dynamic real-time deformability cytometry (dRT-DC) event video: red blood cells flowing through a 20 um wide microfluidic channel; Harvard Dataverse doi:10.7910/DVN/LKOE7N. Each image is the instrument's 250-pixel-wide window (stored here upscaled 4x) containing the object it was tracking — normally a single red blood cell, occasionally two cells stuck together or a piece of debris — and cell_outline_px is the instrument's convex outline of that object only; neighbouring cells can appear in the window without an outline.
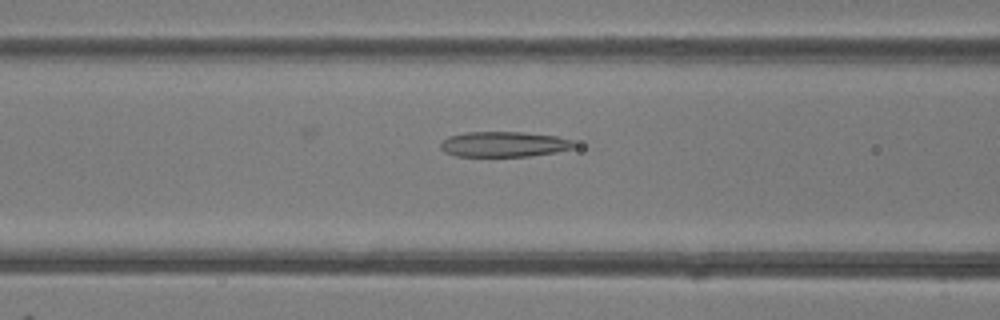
{"species": "common noctule bat (a hibernating species)", "species_latin": "Nyctalus noctula", "temperature_condition": "room temperature", "stored_images_in_passage": 20, "camera_frame_rate_fps": 3000, "um_per_image_px": 0.085, "animal": {"sex": "female"}, "frame": {"image": 1, "passage_image": 6, "time_ms": 1.667, "image_size_px": [1000, 320], "cell_outline_px": [[576, 144], [572, 148], [556, 152], [532, 156], [456, 156], [444, 152], [440, 148], [440, 144], [448, 136], [464, 132], [524, 132], [556, 136], [572, 140]], "centroid_in_image_um": [42.82, 12.26], "position_along_channel_um": 123.8, "area_um2": 19.77}}
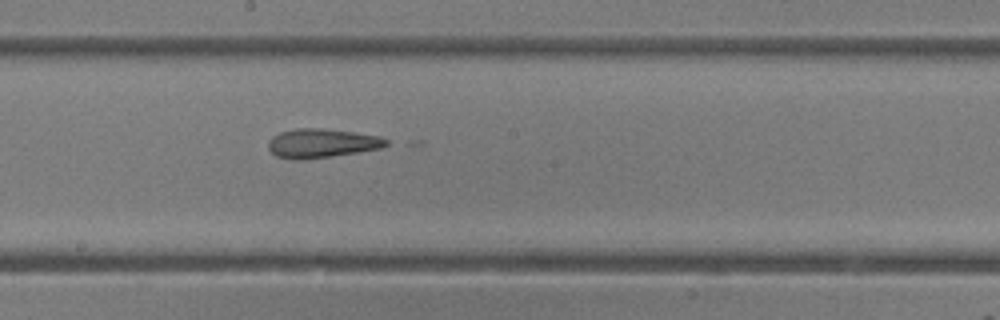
{"frame": {"image": 2, "passage_image": 13, "time_ms": 4.0, "image_size_px": [1000, 320], "cell_outline_px": [[388, 144], [380, 148], [356, 152], [304, 160], [292, 160], [276, 156], [268, 148], [268, 140], [272, 136], [280, 132], [296, 128], [324, 128], [380, 136], [388, 140]], "centroid_in_image_um": [27.3, 12.17], "position_along_channel_um": 220.9, "area_um2": 19.94}}
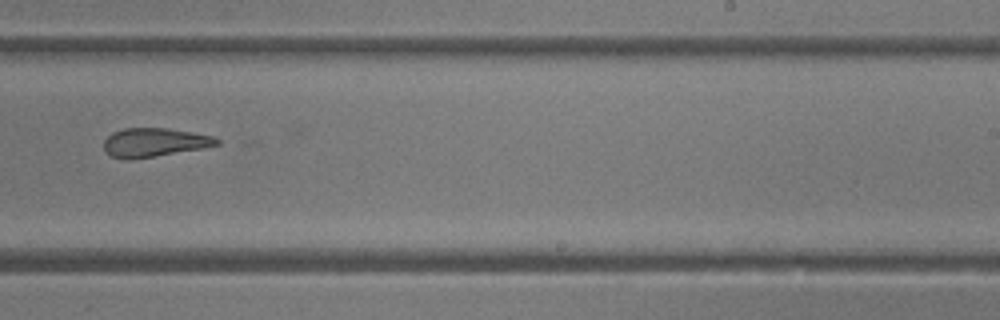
{"frame": {"image": 3, "passage_image": 17, "time_ms": 5.333, "image_size_px": [1000, 320], "cell_outline_px": [[220, 144], [204, 148], [128, 160], [112, 156], [104, 152], [104, 140], [112, 132], [124, 128], [168, 128], [192, 132], [212, 136], [220, 140]], "centroid_in_image_um": [13.1, 12.1], "position_along_channel_um": 275.9, "area_um2": 18.9}}